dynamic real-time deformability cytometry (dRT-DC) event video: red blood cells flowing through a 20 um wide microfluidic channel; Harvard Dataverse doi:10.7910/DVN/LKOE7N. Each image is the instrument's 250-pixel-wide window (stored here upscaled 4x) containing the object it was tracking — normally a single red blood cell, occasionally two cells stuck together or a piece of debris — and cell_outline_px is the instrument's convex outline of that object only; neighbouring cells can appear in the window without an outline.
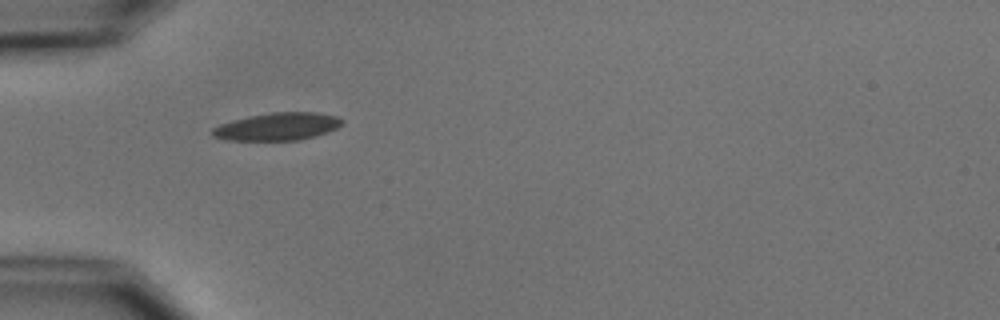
{"species": "common noctule bat (a hibernating species)", "species_latin": "Nyctalus noctula", "temperature_condition": "cold", "stored_images_in_passage": 3, "camera_frame_rate_fps": 3000, "um_per_image_px": 0.085, "animal": {"sex": "male", "body_mass_g": 15.6}, "frame": {"image": 1, "passage_image": 2, "time_ms": 1.333, "image_size_px": [1000, 320], "cell_outline_px": [[344, 124], [328, 132], [296, 140], [228, 140], [212, 136], [212, 128], [220, 124], [232, 120], [248, 116], [272, 112], [316, 112], [336, 116], [344, 120]], "centroid_in_image_um": [23.59, 10.74], "position_along_channel_um": 61.4, "area_um2": 20.81}}